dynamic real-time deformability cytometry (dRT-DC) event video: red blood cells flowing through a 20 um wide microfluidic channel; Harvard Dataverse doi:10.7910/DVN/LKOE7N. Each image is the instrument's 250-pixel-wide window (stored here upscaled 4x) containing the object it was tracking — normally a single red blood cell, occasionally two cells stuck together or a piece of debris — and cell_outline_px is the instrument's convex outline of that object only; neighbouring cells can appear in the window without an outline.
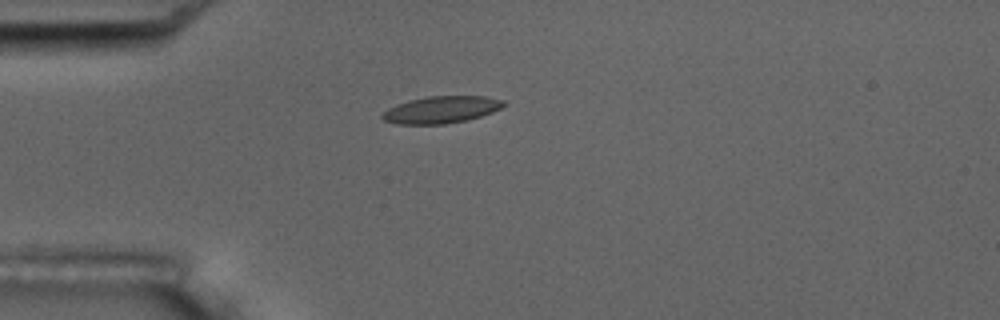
{"species": "common noctule bat (a hibernating species)", "species_latin": "Nyctalus noctula", "temperature_condition": "room temperature", "stored_images_in_passage": 2, "camera_frame_rate_fps": 3000, "um_per_image_px": 0.085, "animal": {"sex": "male", "body_mass_g": 17.5, "forearm_length_mm": 52.3}, "frame": {"image": 1, "passage_image": 1, "time_ms": 0.0, "image_size_px": [1000, 320], "cell_outline_px": [[504, 104], [500, 108], [492, 112], [468, 120], [444, 124], [396, 124], [384, 120], [380, 116], [388, 108], [396, 104], [408, 100], [428, 96], [484, 96], [504, 100]], "centroid_in_image_um": [37.48, 9.32], "position_along_channel_um": 47.5, "area_um2": 19.07}}